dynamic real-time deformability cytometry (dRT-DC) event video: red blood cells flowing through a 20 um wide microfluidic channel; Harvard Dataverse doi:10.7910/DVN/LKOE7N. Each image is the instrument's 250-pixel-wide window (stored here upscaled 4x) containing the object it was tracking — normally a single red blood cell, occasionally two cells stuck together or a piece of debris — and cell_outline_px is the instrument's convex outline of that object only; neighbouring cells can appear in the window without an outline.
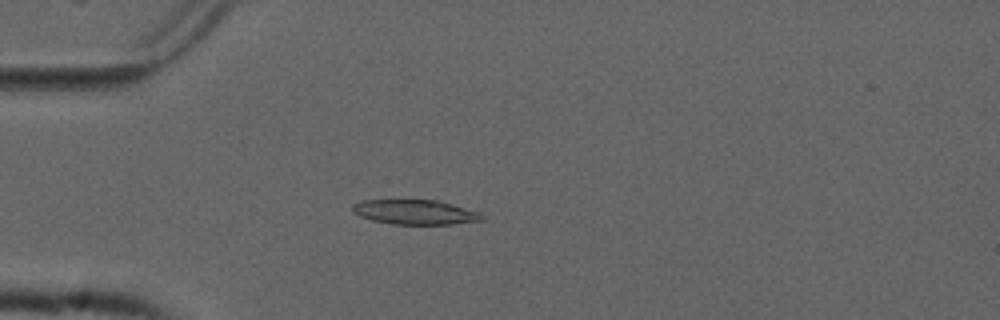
{"species": "common noctule bat (a hibernating species)", "species_latin": "Nyctalus noctula", "temperature_condition": "cold", "stored_images_in_passage": 4, "camera_frame_rate_fps": 3000, "um_per_image_px": 0.085, "animal": {"sex": "male", "forearm_length_mm": 52.5}, "frame": {"image": 1, "passage_image": 3, "time_ms": 0.667, "image_size_px": [1000, 320], "cell_outline_px": [[484, 220], [452, 224], [392, 224], [372, 220], [360, 216], [352, 212], [352, 204], [364, 200], [436, 200], [480, 212], [484, 216]], "centroid_in_image_um": [35.27, 18.03], "position_along_channel_um": 49.7, "area_um2": 18.55}}